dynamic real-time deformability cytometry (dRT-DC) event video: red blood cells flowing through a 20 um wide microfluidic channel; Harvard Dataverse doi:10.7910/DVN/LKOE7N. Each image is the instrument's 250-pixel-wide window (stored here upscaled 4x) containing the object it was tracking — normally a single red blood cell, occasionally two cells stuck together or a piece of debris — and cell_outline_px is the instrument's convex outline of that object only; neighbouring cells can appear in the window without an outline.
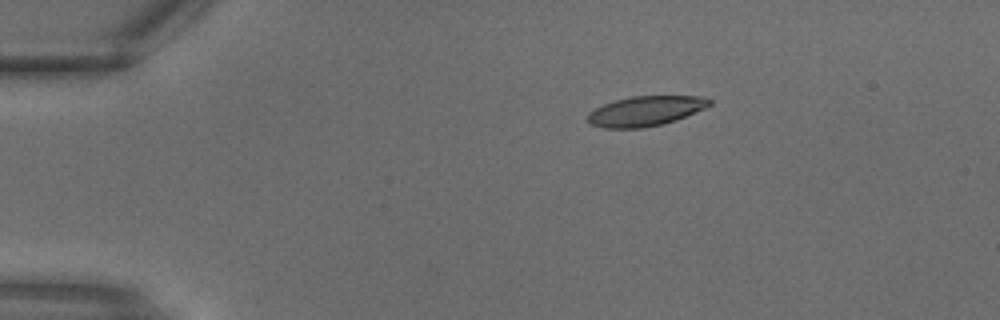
{"species": "common noctule bat (a hibernating species)", "species_latin": "Nyctalus noctula", "temperature_condition": "warm", "stored_images_in_passage": 25, "camera_frame_rate_fps": 3000, "um_per_image_px": 0.085, "animal": {"sex": "male", "body_mass_g": 18.8}, "frame": {"image": 1, "passage_image": 1, "time_ms": 0.0, "image_size_px": [1000, 320], "cell_outline_px": [[712, 104], [704, 108], [676, 120], [664, 124], [640, 128], [604, 128], [588, 124], [588, 112], [604, 104], [628, 96], [704, 96], [712, 100]], "centroid_in_image_um": [54.86, 9.44], "position_along_channel_um": 30.1, "area_um2": 21.27}}
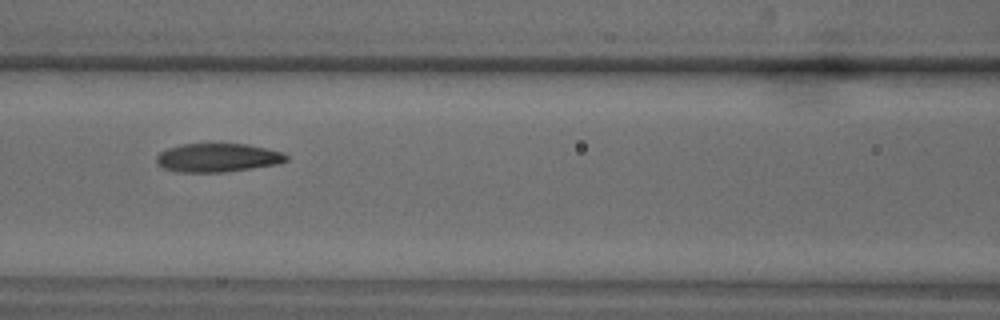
{"frame": {"image": 2, "passage_image": 9, "time_ms": 2.667, "image_size_px": [1000, 320], "cell_outline_px": [[288, 160], [276, 164], [224, 172], [176, 172], [164, 168], [156, 164], [156, 156], [160, 152], [168, 148], [180, 144], [244, 144], [284, 152], [288, 156]], "centroid_in_image_um": [18.46, 13.4], "position_along_channel_um": 148.1, "area_um2": 21.56}}
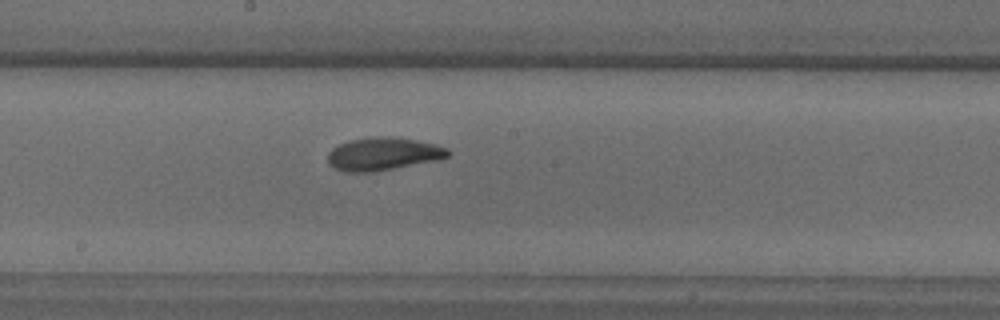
{"frame": {"image": 3, "passage_image": 12, "time_ms": 3.667, "image_size_px": [1000, 320], "cell_outline_px": [[452, 152], [448, 156], [440, 160], [372, 172], [348, 172], [336, 168], [328, 164], [328, 152], [332, 148], [348, 140], [372, 136], [388, 136], [416, 140], [436, 144], [448, 148]], "centroid_in_image_um": [32.59, 13.07], "position_along_channel_um": 215.6, "area_um2": 23.24}}